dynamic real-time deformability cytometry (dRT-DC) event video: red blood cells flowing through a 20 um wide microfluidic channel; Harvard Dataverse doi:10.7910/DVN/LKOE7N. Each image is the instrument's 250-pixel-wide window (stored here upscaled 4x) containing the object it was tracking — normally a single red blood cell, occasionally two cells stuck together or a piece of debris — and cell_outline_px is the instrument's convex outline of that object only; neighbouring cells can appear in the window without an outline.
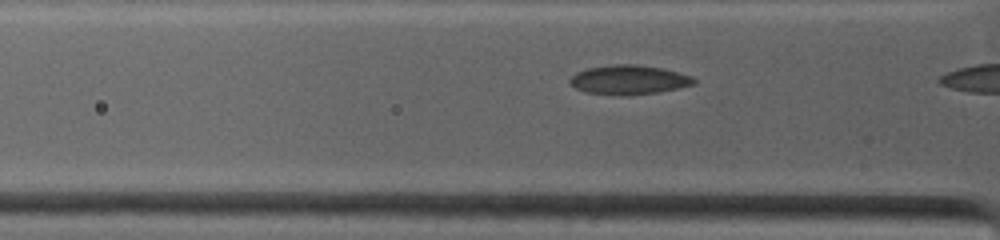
{"species": "common noctule bat (a hibernating species)", "species_latin": "Nyctalus noctula", "temperature_condition": "warm", "stored_images_in_passage": 9, "camera_frame_rate_fps": 4500, "um_per_image_px": 0.085, "animal": {"sex": "female", "body_mass_g": 19.0, "forearm_length_mm": 53.3}, "frame": {"image": 1, "passage_image": 8, "time_ms": 1.333, "image_size_px": [1000, 240], "cell_outline_px": [[696, 84], [660, 92], [628, 96], [620, 96], [584, 92], [576, 88], [568, 80], [576, 72], [588, 68], [616, 64], [636, 64], [660, 68], [692, 76], [696, 80]], "centroid_in_image_um": [53.45, 6.8], "position_along_channel_um": 72.3, "area_um2": 21.27}}